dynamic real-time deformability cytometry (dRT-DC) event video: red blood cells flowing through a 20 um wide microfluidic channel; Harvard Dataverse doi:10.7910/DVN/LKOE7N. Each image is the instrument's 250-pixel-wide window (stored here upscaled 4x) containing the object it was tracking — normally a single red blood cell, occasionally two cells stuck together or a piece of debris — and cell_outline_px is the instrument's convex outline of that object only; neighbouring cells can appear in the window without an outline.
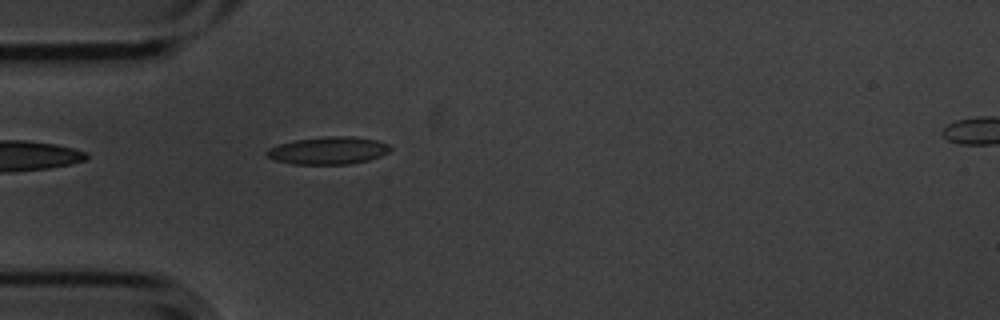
{"species": "common noctule bat (a hibernating species)", "species_latin": "Nyctalus noctula", "temperature_condition": "cold", "stored_images_in_passage": 2, "segment_of_instrument_passage": [1, 2], "camera_frame_rate_fps": 3000, "um_per_image_px": 0.085, "animal": {"sex": "male", "body_mass_g": 20.1, "forearm_length_mm": 53.5}, "frame": {"image": 1, "passage_image": 1, "time_ms": 0.0, "image_size_px": [1000, 320], "cell_outline_px": [[392, 148], [388, 152], [380, 156], [368, 160], [348, 164], [292, 164], [276, 160], [268, 156], [264, 152], [268, 148], [280, 144], [296, 140], [324, 136], [352, 136], [376, 140], [388, 144]], "centroid_in_image_um": [27.91, 12.79], "position_along_channel_um": 57.1, "area_um2": 19.71}}